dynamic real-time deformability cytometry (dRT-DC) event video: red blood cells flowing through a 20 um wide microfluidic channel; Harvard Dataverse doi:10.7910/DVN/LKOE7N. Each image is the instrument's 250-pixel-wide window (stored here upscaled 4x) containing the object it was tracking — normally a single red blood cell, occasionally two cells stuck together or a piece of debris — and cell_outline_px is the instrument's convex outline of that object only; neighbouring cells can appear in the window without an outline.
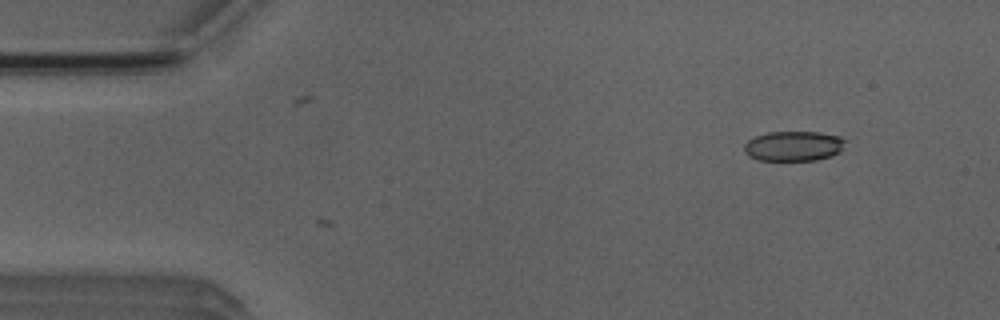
{"species": "Egyptian fruit bat (a non-hibernating species)", "species_latin": "Rousettus aegyptiacus", "temperature_condition": "room temperature", "stored_images_in_passage": 3, "camera_frame_rate_fps": 3000, "um_per_image_px": 0.085, "animal": {"sex": "male"}, "frame": {"image": 1, "passage_image": 3, "time_ms": 2.0, "image_size_px": [1000, 320], "cell_outline_px": [[848, 140], [840, 152], [832, 156], [816, 160], [756, 160], [748, 156], [744, 152], [744, 144], [748, 140], [756, 136], [768, 132], [820, 132], [840, 136]], "centroid_in_image_um": [67.48, 12.41], "position_along_channel_um": 17.5, "area_um2": 17.92}}